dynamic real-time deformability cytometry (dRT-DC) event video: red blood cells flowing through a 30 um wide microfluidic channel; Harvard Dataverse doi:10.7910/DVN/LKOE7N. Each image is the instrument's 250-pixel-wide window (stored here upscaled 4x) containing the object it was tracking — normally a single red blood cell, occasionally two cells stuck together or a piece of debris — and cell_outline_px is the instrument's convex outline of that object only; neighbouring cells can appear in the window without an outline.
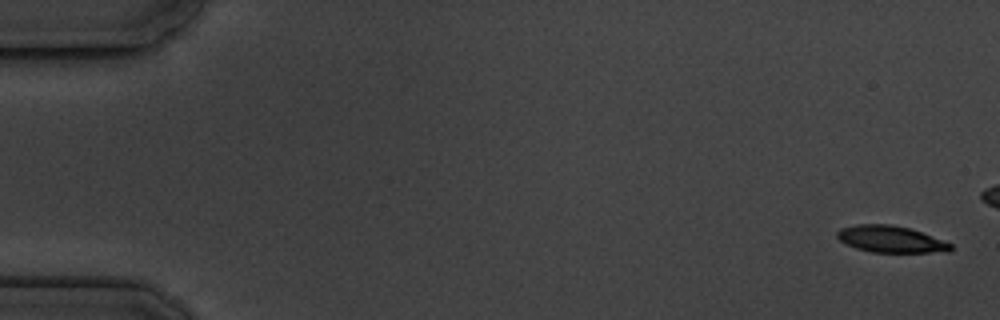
{"species": "common noctule bat (a hibernating species)", "species_latin": "Nyctalus noctula", "temperature_condition": "cold", "stored_images_in_passage": 7, "camera_frame_rate_fps": 3000, "um_per_image_px": 0.085, "animal": {"sex": "male", "body_mass_g": 19.5, "forearm_length_mm": 54.6}, "frame": {"image": 1, "passage_image": 1, "time_ms": 0.0, "image_size_px": [1000, 320], "cell_outline_px": [[952, 248], [948, 252], [872, 252], [856, 248], [844, 244], [836, 236], [836, 232], [840, 228], [856, 224], [892, 224], [908, 228], [920, 232], [952, 244]], "centroid_in_image_um": [75.65, 20.33], "position_along_channel_um": 9.3, "area_um2": 17.57}}
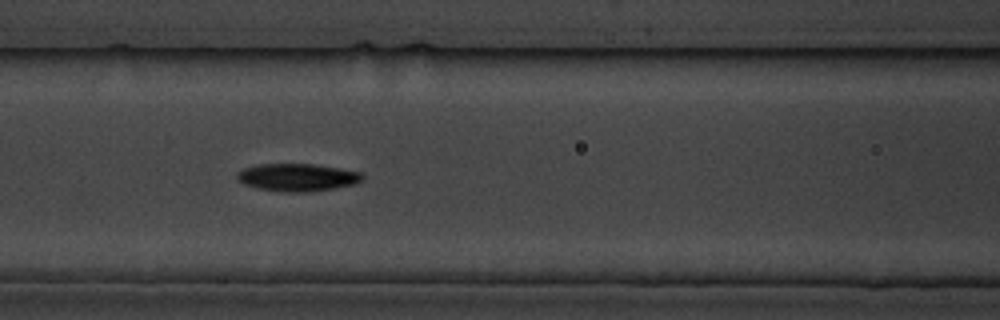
{"frame": {"image": 2, "passage_image": 7, "time_ms": 7.667, "image_size_px": [1000, 320], "cell_outline_px": [[364, 180], [356, 184], [336, 188], [308, 192], [284, 192], [256, 188], [244, 184], [236, 180], [236, 172], [244, 168], [256, 164], [312, 164], [340, 168], [364, 172]], "centroid_in_image_um": [25.3, 15.08], "position_along_channel_um": 141.3, "area_um2": 20.58}}